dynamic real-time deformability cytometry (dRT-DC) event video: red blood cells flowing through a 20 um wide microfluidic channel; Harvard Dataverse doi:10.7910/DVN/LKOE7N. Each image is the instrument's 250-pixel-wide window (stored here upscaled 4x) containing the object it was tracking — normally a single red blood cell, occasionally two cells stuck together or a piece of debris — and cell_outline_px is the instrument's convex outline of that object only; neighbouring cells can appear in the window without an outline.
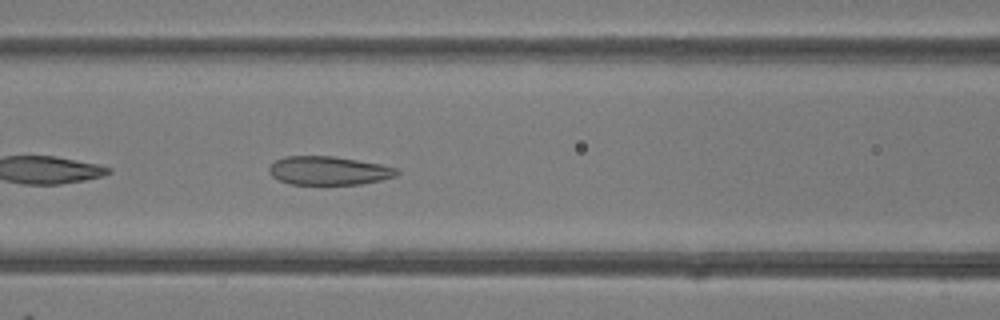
{"species": "common noctule bat (a hibernating species)", "species_latin": "Nyctalus noctula", "temperature_condition": "room temperature", "stored_images_in_passage": 49, "camera_frame_rate_fps": 3000, "um_per_image_px": 0.085, "animal": {"sex": "female"}, "frame": {"image": 1, "passage_image": 21, "time_ms": 6.667, "image_size_px": [1000, 320], "cell_outline_px": [[400, 172], [396, 176], [380, 180], [360, 184], [292, 184], [280, 180], [272, 176], [268, 172], [268, 168], [276, 160], [284, 156], [332, 156], [380, 164], [396, 168]], "centroid_in_image_um": [27.92, 14.5], "position_along_channel_um": 138.7, "area_um2": 21.1}}
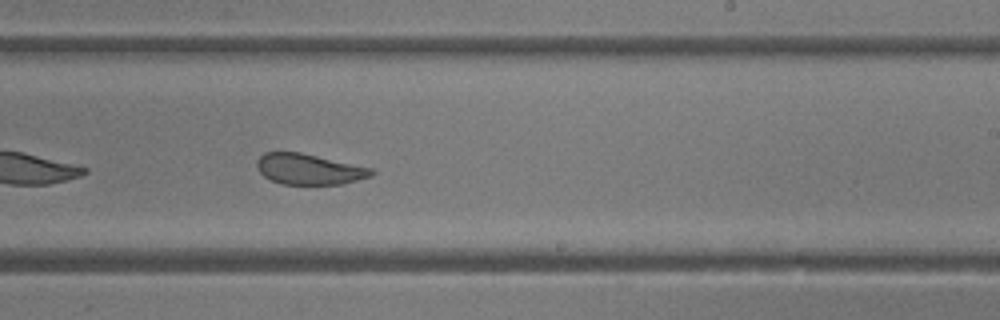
{"frame": {"image": 2, "passage_image": 30, "time_ms": 9.667, "image_size_px": [1000, 320], "cell_outline_px": [[376, 172], [372, 176], [344, 184], [280, 184], [264, 176], [256, 168], [256, 160], [264, 152], [300, 152], [372, 168]], "centroid_in_image_um": [26.27, 14.38], "position_along_channel_um": 262.7, "area_um2": 20.58}}
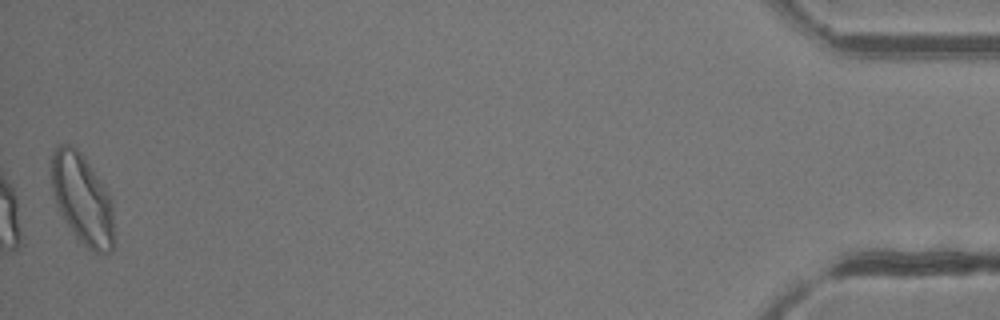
{"frame": {"image": 3, "passage_image": 49, "time_ms": 16.0, "image_size_px": [1000, 320], "cell_outline_px": [[116, 240], [112, 252], [92, 252], [76, 236], [64, 220], [56, 204], [52, 188], [48, 164], [52, 152], [56, 144], [72, 144], [84, 156], [108, 192], [112, 200]], "centroid_in_image_um": [6.99, 16.89], "position_along_channel_um": 428.2, "area_um2": 33.81}, "authors_computed_cell_mechanics": {"area_um2": 25.143, "velocity_mm_per_s": 4.1544, "shape_relaxation_time_tau1_ms": null, "shape_relaxation_time_tau2_ms": 1.2803, "deformation_change_tau1": null, "deformation_change_tau2": 0.0787}}